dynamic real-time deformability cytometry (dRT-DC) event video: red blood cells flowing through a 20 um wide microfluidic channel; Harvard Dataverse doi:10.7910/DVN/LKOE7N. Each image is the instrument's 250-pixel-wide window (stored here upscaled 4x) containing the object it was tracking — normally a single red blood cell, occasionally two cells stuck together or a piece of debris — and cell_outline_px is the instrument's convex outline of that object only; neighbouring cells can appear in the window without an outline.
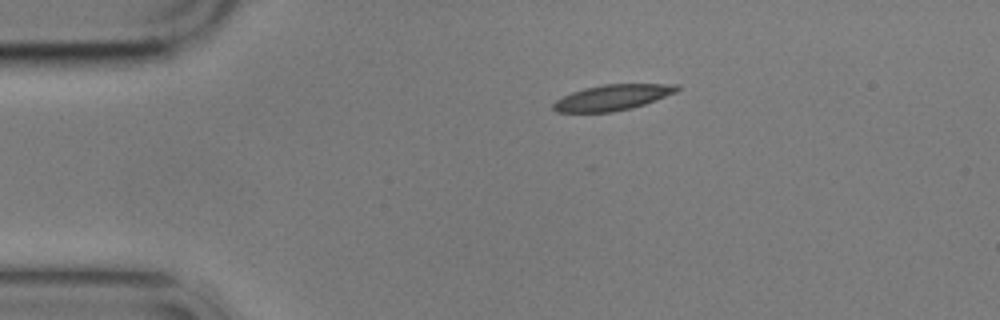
{"species": "common noctule bat (a hibernating species)", "species_latin": "Nyctalus noctula", "temperature_condition": "cold", "stored_images_in_passage": 9, "camera_frame_rate_fps": 3000, "um_per_image_px": 0.085, "animal": {"sex": "male", "body_mass_g": 17.9}, "frame": {"image": 1, "passage_image": 1, "time_ms": 0.0, "image_size_px": [1000, 320], "cell_outline_px": [[680, 88], [676, 92], [644, 104], [632, 108], [612, 112], [556, 112], [552, 108], [552, 104], [556, 100], [572, 92], [584, 88], [604, 84], [680, 84]], "centroid_in_image_um": [52.05, 8.28], "position_along_channel_um": 32.9, "area_um2": 18.44}}
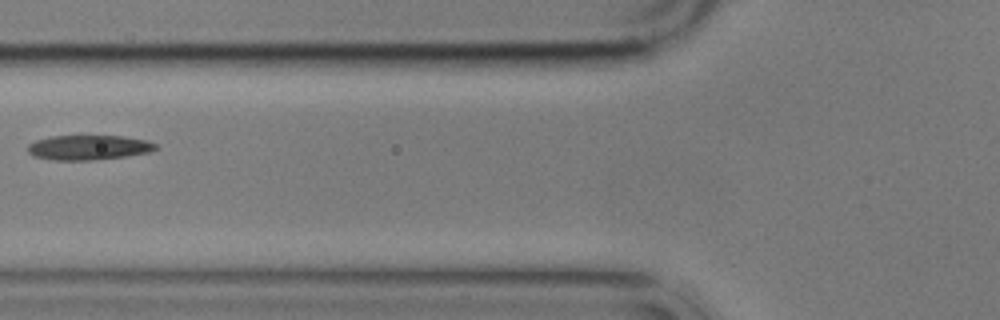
{"frame": {"image": 2, "passage_image": 4, "time_ms": 3.667, "image_size_px": [1000, 320], "cell_outline_px": [[160, 148], [152, 152], [124, 156], [92, 160], [52, 160], [32, 156], [28, 152], [28, 144], [36, 140], [52, 136], [120, 136], [148, 140], [156, 144]], "centroid_in_image_um": [7.55, 12.54], "position_along_channel_um": 118.3, "area_um2": 18.55}}
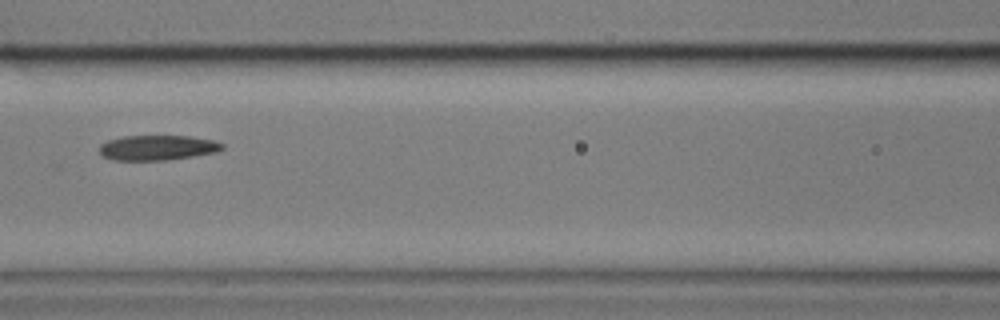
{"frame": {"image": 3, "passage_image": 5, "time_ms": 4.667, "image_size_px": [1000, 320], "cell_outline_px": [[224, 148], [216, 152], [168, 160], [112, 160], [104, 156], [100, 152], [100, 144], [108, 140], [124, 136], [188, 136], [212, 140], [224, 144]], "centroid_in_image_um": [13.38, 12.55], "position_along_channel_um": 153.2, "area_um2": 17.8}}